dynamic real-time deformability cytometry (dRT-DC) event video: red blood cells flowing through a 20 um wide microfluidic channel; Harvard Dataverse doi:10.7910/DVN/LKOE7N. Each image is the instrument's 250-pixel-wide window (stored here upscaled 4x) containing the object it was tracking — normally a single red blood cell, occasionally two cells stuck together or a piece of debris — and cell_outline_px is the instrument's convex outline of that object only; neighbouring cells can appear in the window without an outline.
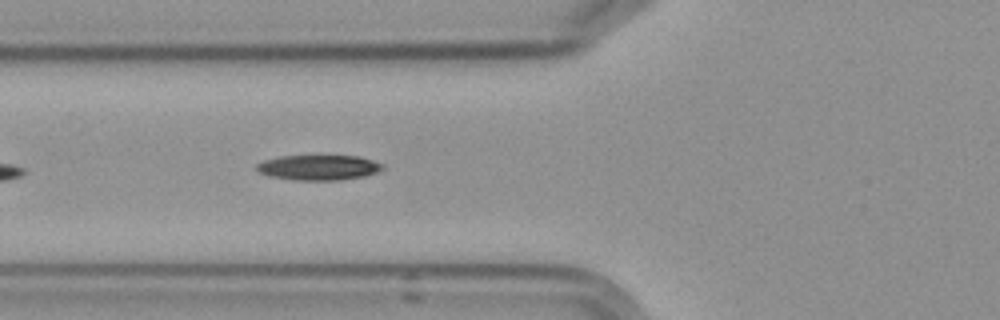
{"species": "Egyptian fruit bat (a non-hibernating species)", "species_latin": "Rousettus aegyptiacus", "temperature_condition": "cold", "stored_images_in_passage": 2, "camera_frame_rate_fps": 3000, "um_per_image_px": 0.085, "frame": {"image": 1, "passage_image": 2, "time_ms": 2.0, "image_size_px": [1000, 320], "cell_outline_px": [[384, 168], [376, 172], [364, 176], [340, 180], [292, 180], [268, 176], [260, 172], [256, 168], [256, 164], [264, 160], [280, 156], [320, 152], [360, 156], [384, 164]], "centroid_in_image_um": [27.08, 14.17], "position_along_channel_um": 98.7, "area_um2": 19.65}}